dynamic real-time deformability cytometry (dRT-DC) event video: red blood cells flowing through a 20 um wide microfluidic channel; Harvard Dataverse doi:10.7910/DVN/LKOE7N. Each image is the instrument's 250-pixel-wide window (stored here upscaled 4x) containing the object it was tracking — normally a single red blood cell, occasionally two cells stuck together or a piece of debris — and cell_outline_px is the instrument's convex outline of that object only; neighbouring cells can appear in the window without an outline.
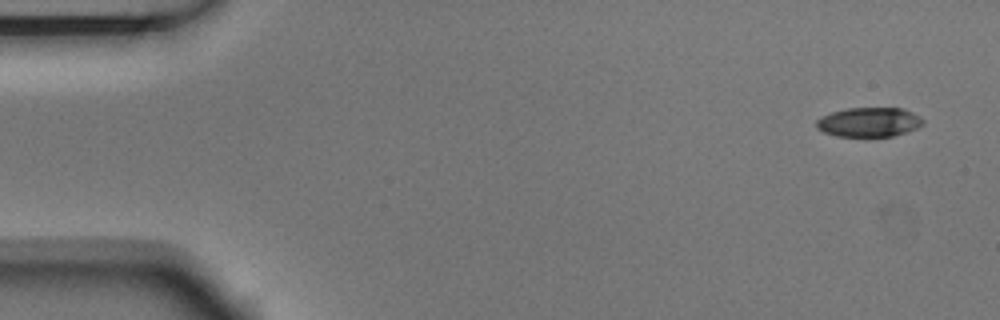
{"species": "Egyptian fruit bat (a non-hibernating species)", "species_latin": "Rousettus aegyptiacus", "temperature_condition": "room temperature", "stored_images_in_passage": 5, "camera_frame_rate_fps": 3000, "um_per_image_px": 0.085, "animal": {"sex": "male"}, "frame": {"image": 1, "passage_image": 1, "time_ms": 0.0, "image_size_px": [1000, 320], "cell_outline_px": [[924, 124], [916, 128], [892, 136], [836, 136], [824, 132], [816, 128], [816, 120], [832, 112], [848, 108], [904, 108], [920, 116], [924, 120]], "centroid_in_image_um": [73.88, 10.37], "position_along_channel_um": 11.1, "area_um2": 18.15}}
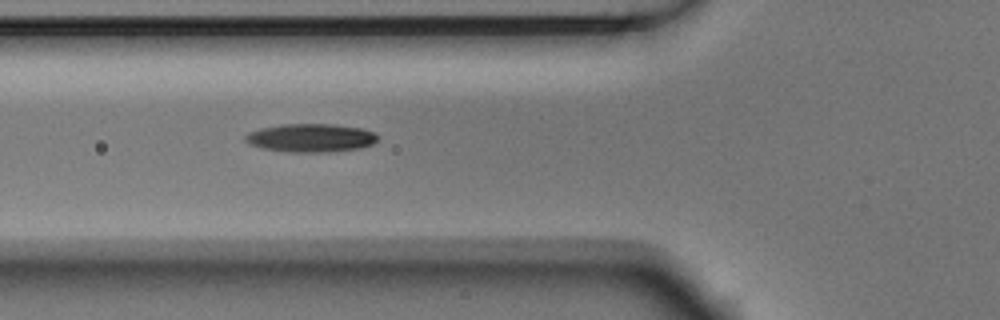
{"frame": {"image": 2, "passage_image": 5, "time_ms": 1.333, "image_size_px": [1000, 320], "cell_outline_px": [[380, 136], [372, 144], [360, 148], [328, 152], [292, 152], [260, 148], [248, 144], [244, 140], [244, 136], [248, 132], [260, 128], [280, 124], [336, 124], [360, 128], [372, 132]], "centroid_in_image_um": [26.37, 11.71], "position_along_channel_um": 99.4, "area_um2": 22.02}}